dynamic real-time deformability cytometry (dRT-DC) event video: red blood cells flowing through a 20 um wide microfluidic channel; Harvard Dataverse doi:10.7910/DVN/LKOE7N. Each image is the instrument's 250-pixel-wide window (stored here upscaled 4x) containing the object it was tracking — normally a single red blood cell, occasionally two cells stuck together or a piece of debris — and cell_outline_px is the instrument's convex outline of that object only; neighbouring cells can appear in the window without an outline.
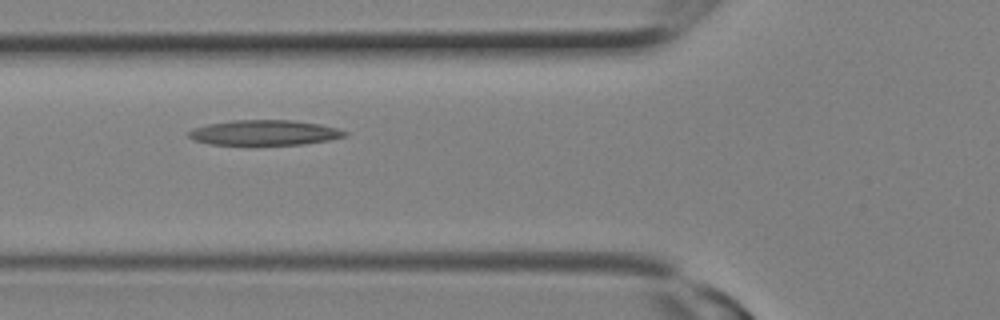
{"species": "Egyptian fruit bat (a non-hibernating species)", "species_latin": "Rousettus aegyptiacus", "temperature_condition": "room temperature", "stored_images_in_passage": 6, "camera_frame_rate_fps": 3000, "um_per_image_px": 0.085, "animal": {"sex": "female"}, "frame": {"image": 1, "passage_image": 2, "time_ms": 0.333, "image_size_px": [1000, 320], "cell_outline_px": [[348, 136], [328, 140], [304, 144], [256, 148], [248, 148], [208, 144], [192, 140], [188, 136], [188, 132], [192, 128], [208, 124], [232, 120], [292, 120], [320, 124], [336, 128], [348, 132]], "centroid_in_image_um": [22.41, 11.34], "position_along_channel_um": 103.4, "area_um2": 24.33}}
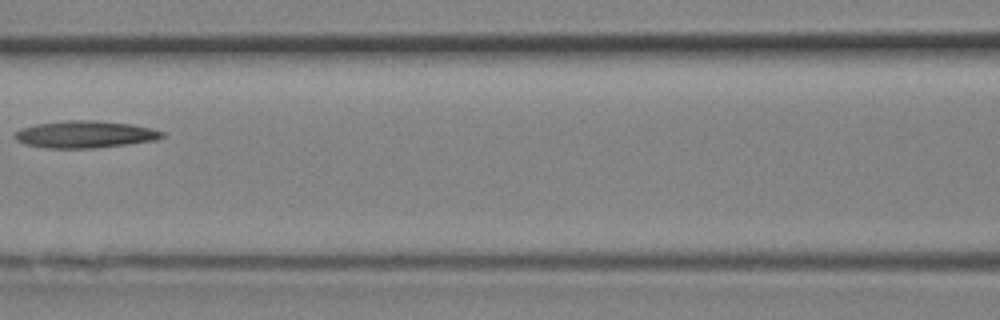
{"frame": {"image": 2, "passage_image": 4, "time_ms": 1.0, "image_size_px": [1000, 320], "cell_outline_px": [[164, 136], [156, 140], [92, 148], [44, 148], [24, 144], [16, 140], [12, 136], [20, 128], [36, 124], [68, 120], [92, 120], [128, 124], [152, 128], [164, 132]], "centroid_in_image_um": [7.16, 11.42], "position_along_channel_um": 159.4, "area_um2": 23.12}}